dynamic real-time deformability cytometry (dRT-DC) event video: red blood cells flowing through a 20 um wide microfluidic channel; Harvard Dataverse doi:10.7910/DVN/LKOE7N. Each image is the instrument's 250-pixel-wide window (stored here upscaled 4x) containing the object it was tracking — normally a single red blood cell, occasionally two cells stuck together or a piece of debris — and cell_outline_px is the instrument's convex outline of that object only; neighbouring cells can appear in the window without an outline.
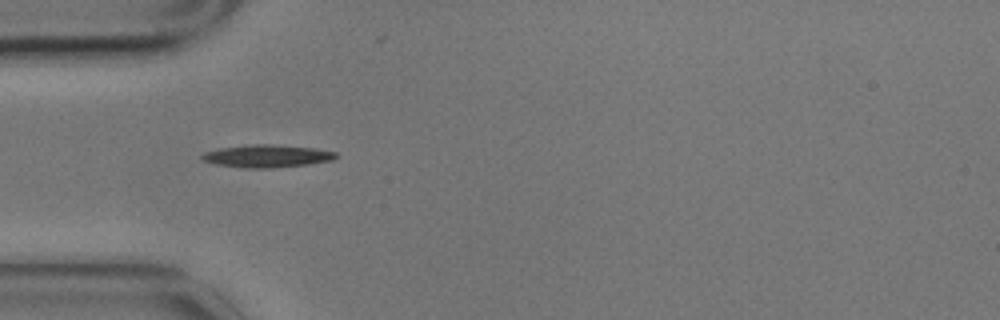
{"species": "common noctule bat (a hibernating species)", "species_latin": "Nyctalus noctula", "temperature_condition": "cold", "stored_images_in_passage": 3, "camera_frame_rate_fps": 3000, "um_per_image_px": 0.085, "animal": {"sex": "male", "body_mass_g": 17.9}, "frame": {"image": 1, "passage_image": 2, "time_ms": 0.333, "image_size_px": [1000, 320], "cell_outline_px": [[340, 156], [332, 160], [308, 164], [272, 168], [244, 168], [216, 164], [204, 160], [200, 156], [204, 152], [220, 148], [252, 144], [272, 144], [316, 148], [336, 152]], "centroid_in_image_um": [22.73, 13.26], "position_along_channel_um": 62.3, "area_um2": 17.69}}